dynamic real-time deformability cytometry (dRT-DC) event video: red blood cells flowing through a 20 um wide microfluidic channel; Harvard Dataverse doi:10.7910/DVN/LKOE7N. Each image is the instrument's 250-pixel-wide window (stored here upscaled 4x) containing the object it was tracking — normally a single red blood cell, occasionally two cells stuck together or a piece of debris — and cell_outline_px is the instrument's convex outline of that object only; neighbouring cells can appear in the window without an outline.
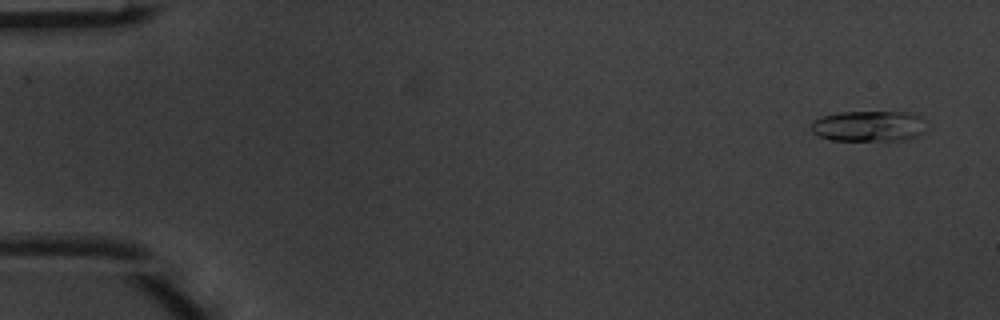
{"species": "common noctule bat (a hibernating species)", "species_latin": "Nyctalus noctula", "temperature_condition": "warm", "stored_images_in_passage": 5, "camera_frame_rate_fps": 3000, "um_per_image_px": 0.085, "animal": {"sex": "male", "body_mass_g": 20.1, "forearm_length_mm": 53.5}, "frame": {"image": 1, "passage_image": 1, "time_ms": 0.0, "image_size_px": [1000, 320], "cell_outline_px": [[928, 128], [920, 136], [912, 140], [832, 140], [820, 136], [812, 132], [812, 120], [824, 116], [840, 112], [912, 112], [920, 116]], "centroid_in_image_um": [73.93, 10.72], "position_along_channel_um": 11.1, "area_um2": 20.92}}
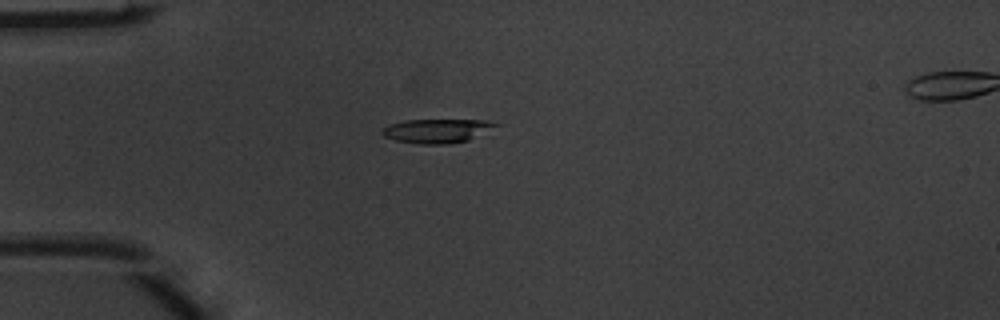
{"frame": {"image": 2, "passage_image": 4, "time_ms": 1.0, "image_size_px": [1000, 320], "cell_outline_px": [[500, 124], [468, 140], [448, 144], [420, 144], [396, 140], [384, 136], [380, 132], [380, 128], [388, 124], [404, 120], [484, 120]], "centroid_in_image_um": [37.05, 11.11], "position_along_channel_um": 47.9, "area_um2": 15.78}}